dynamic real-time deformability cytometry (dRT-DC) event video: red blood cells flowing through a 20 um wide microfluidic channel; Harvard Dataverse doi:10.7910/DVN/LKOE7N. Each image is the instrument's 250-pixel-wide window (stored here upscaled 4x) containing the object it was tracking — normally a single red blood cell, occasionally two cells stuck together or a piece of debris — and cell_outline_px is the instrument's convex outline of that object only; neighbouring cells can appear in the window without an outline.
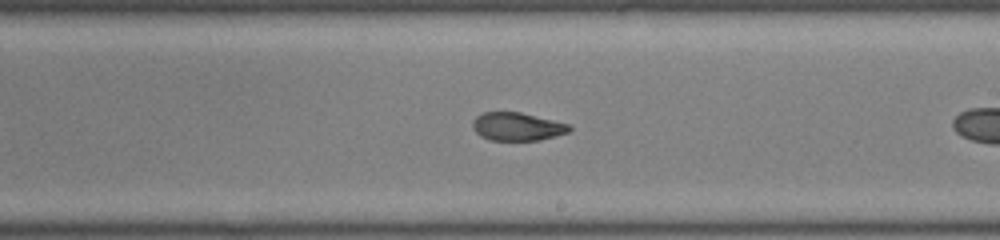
{"species": "common noctule bat (a hibernating species)", "species_latin": "Nyctalus noctula", "temperature_condition": "room temperature", "stored_images_in_passage": 25, "camera_frame_rate_fps": 3000, "um_per_image_px": 0.085, "animal": {"sex": "male", "body_mass_g": 19.0, "forearm_length_mm": 50.8}, "frame": {"image": 1, "passage_image": 15, "time_ms": 4.667, "image_size_px": [1000, 240], "cell_outline_px": [[572, 128], [568, 132], [540, 140], [488, 140], [480, 136], [472, 128], [472, 120], [476, 116], [484, 112], [520, 112], [568, 124]], "centroid_in_image_um": [43.91, 10.76], "position_along_channel_um": 245.1, "area_um2": 15.78}}
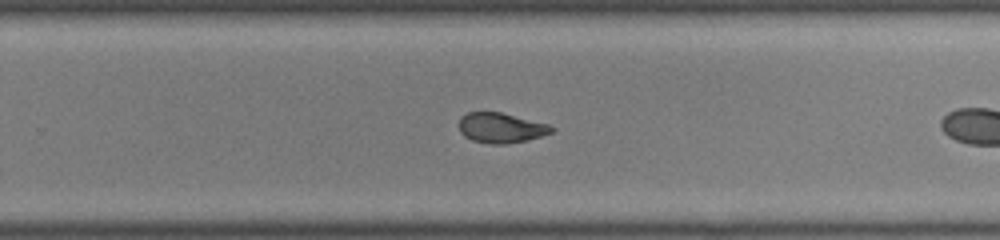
{"frame": {"image": 2, "passage_image": 18, "time_ms": 5.667, "image_size_px": [1000, 240], "cell_outline_px": [[552, 132], [528, 140], [508, 144], [492, 144], [472, 140], [464, 136], [460, 132], [460, 116], [468, 112], [500, 112], [548, 124], [552, 128]], "centroid_in_image_um": [42.55, 10.87], "position_along_channel_um": 287.3, "area_um2": 16.07}}